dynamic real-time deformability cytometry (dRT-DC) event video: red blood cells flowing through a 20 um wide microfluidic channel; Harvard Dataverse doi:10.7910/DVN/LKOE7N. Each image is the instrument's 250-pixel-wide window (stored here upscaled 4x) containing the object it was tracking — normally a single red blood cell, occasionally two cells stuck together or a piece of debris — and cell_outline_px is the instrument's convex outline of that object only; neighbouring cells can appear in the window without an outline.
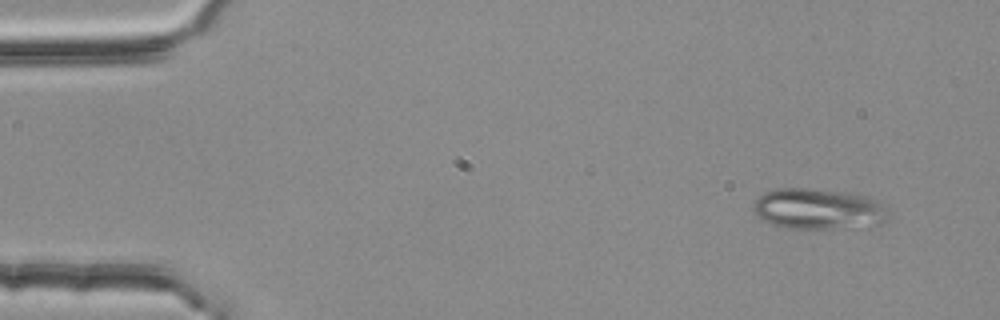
{"species": "common noctule bat (a hibernating species)", "species_latin": "Nyctalus noctula", "temperature_condition": "room temperature", "stored_images_in_passage": 4, "segment_of_instrument_passage": [1, 2], "camera_frame_rate_fps": 3000, "um_per_image_px": 0.085, "animal": {"sex": "female", "body_mass_g": 25.1}, "frame": {"image": 1, "passage_image": 1, "time_ms": 0.0, "image_size_px": [1000, 320], "cell_outline_px": [[888, 220], [880, 224], [828, 228], [788, 228], [772, 224], [764, 220], [752, 208], [756, 200], [764, 192], [776, 188], [804, 188], [856, 192], [868, 196], [876, 200], [880, 204], [888, 216]], "centroid_in_image_um": [69.56, 17.73], "position_along_channel_um": 15.4, "area_um2": 31.79}}